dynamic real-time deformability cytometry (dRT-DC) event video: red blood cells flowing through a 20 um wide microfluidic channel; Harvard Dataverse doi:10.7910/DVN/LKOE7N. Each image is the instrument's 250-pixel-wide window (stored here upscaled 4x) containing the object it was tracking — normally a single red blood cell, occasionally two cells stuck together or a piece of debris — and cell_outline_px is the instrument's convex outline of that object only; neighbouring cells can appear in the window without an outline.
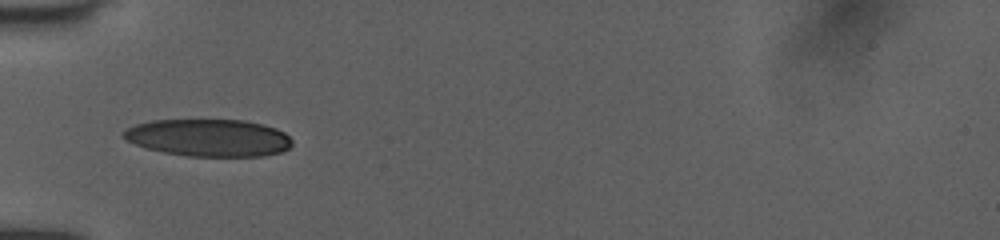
{"species": "human", "species_latin": "Homo sapiens", "temperature_condition": "room temperature", "stored_images_in_passage": 22, "camera_frame_rate_fps": 3000, "um_per_image_px": 0.085, "donor": {"sex": "female"}, "frame": {"image": 1, "passage_image": 1, "time_ms": 0.0, "image_size_px": [1000, 240], "cell_outline_px": [[292, 144], [288, 148], [280, 152], [264, 156], [188, 156], [164, 152], [148, 148], [124, 140], [120, 136], [120, 132], [136, 124], [152, 120], [244, 120], [264, 124], [276, 128], [284, 132], [292, 140]], "centroid_in_image_um": [17.72, 11.7], "position_along_channel_um": 67.3, "area_um2": 36.76}}